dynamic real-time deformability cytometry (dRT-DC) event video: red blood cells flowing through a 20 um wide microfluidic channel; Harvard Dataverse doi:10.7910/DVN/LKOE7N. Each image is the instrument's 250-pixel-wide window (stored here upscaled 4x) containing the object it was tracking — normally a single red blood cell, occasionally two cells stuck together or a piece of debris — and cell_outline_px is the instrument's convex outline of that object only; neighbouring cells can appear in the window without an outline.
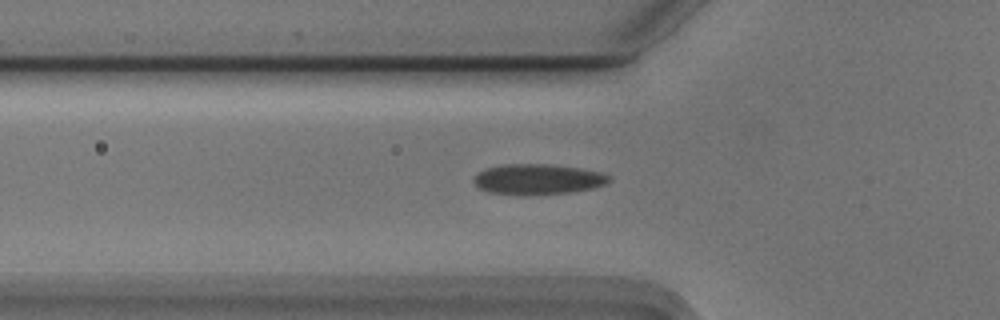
{"species": "Egyptian fruit bat (a non-hibernating species)", "species_latin": "Rousettus aegyptiacus", "temperature_condition": "cold", "stored_images_in_passage": 39, "camera_frame_rate_fps": 3000, "um_per_image_px": 0.085, "animal": {"sex": "male"}, "frame": {"image": 1, "passage_image": 9, "time_ms": 2.667, "image_size_px": [1000, 320], "cell_outline_px": [[612, 180], [596, 188], [572, 192], [524, 196], [488, 192], [480, 188], [472, 180], [480, 172], [488, 168], [508, 164], [544, 164], [580, 168], [600, 172], [612, 176]], "centroid_in_image_um": [45.77, 15.26], "position_along_channel_um": 80.0, "area_um2": 24.1}}
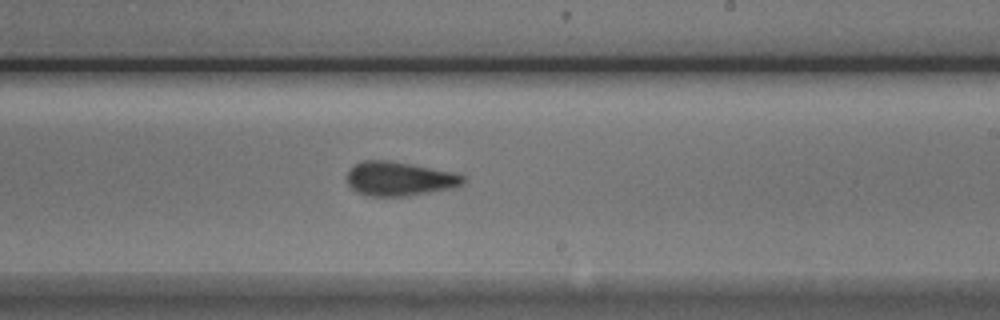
{"frame": {"image": 2, "passage_image": 23, "time_ms": 7.333, "image_size_px": [1000, 320], "cell_outline_px": [[464, 184], [456, 188], [408, 196], [368, 196], [356, 192], [348, 184], [348, 172], [356, 164], [364, 160], [392, 160], [456, 172], [464, 176]], "centroid_in_image_um": [34.01, 15.2], "position_along_channel_um": 255.0, "area_um2": 23.41}}
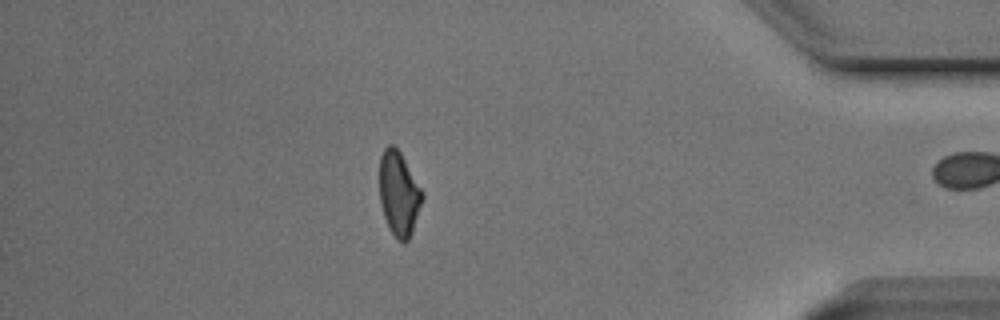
{"frame": {"image": 3, "passage_image": 38, "time_ms": 12.333, "image_size_px": [1000, 320], "cell_outline_px": [[424, 196], [412, 232], [408, 240], [404, 244], [392, 232], [384, 216], [380, 204], [380, 156], [384, 148], [388, 144], [392, 144], [400, 152], [424, 192]], "centroid_in_image_um": [33.91, 16.43], "position_along_channel_um": 401.3, "area_um2": 20.87}, "authors_computed_cell_mechanics": {"area_um2": 23.0622, "velocity_mm_per_s": 3.7418, "shape_relaxation_time_tau1_ms": 5.3034, "shape_relaxation_time_tau2_ms": 1.9034, "deformation_change_tau1": 0.1252, "deformation_change_tau2": 0.0842}}